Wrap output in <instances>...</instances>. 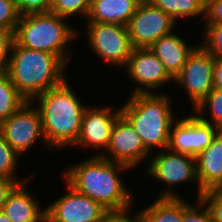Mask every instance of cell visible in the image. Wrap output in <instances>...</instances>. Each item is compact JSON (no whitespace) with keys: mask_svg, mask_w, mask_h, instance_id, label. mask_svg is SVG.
<instances>
[{"mask_svg":"<svg viewBox=\"0 0 222 222\" xmlns=\"http://www.w3.org/2000/svg\"><path fill=\"white\" fill-rule=\"evenodd\" d=\"M130 167L94 155L65 172L66 182L78 193L99 203L107 211L129 210L132 197L119 176Z\"/></svg>","mask_w":222,"mask_h":222,"instance_id":"cell-1","label":"cell"},{"mask_svg":"<svg viewBox=\"0 0 222 222\" xmlns=\"http://www.w3.org/2000/svg\"><path fill=\"white\" fill-rule=\"evenodd\" d=\"M33 100L38 101L42 130L47 146H74L79 137L86 106L70 88L67 80Z\"/></svg>","mask_w":222,"mask_h":222,"instance_id":"cell-2","label":"cell"},{"mask_svg":"<svg viewBox=\"0 0 222 222\" xmlns=\"http://www.w3.org/2000/svg\"><path fill=\"white\" fill-rule=\"evenodd\" d=\"M65 69L66 64L58 56L14 41L6 72L17 90L33 103L35 97L66 80Z\"/></svg>","mask_w":222,"mask_h":222,"instance_id":"cell-3","label":"cell"},{"mask_svg":"<svg viewBox=\"0 0 222 222\" xmlns=\"http://www.w3.org/2000/svg\"><path fill=\"white\" fill-rule=\"evenodd\" d=\"M157 93V94H156ZM121 114L132 124L145 148H168L169 135L175 122L169 97L158 92L130 95Z\"/></svg>","mask_w":222,"mask_h":222,"instance_id":"cell-4","label":"cell"},{"mask_svg":"<svg viewBox=\"0 0 222 222\" xmlns=\"http://www.w3.org/2000/svg\"><path fill=\"white\" fill-rule=\"evenodd\" d=\"M64 19L51 12L21 15L14 32V41L28 49L54 54L67 65L70 53L66 45L78 32Z\"/></svg>","mask_w":222,"mask_h":222,"instance_id":"cell-5","label":"cell"},{"mask_svg":"<svg viewBox=\"0 0 222 222\" xmlns=\"http://www.w3.org/2000/svg\"><path fill=\"white\" fill-rule=\"evenodd\" d=\"M146 172L150 177L167 184V191H161L159 198H182V196L173 193L171 187L189 180L197 182L198 199L203 192L197 178L196 159L190 155L176 153L168 148L165 152L164 149L162 152L160 150L150 161Z\"/></svg>","mask_w":222,"mask_h":222,"instance_id":"cell-6","label":"cell"},{"mask_svg":"<svg viewBox=\"0 0 222 222\" xmlns=\"http://www.w3.org/2000/svg\"><path fill=\"white\" fill-rule=\"evenodd\" d=\"M86 27L90 47L103 61L126 66L133 50L126 26L88 22Z\"/></svg>","mask_w":222,"mask_h":222,"instance_id":"cell-7","label":"cell"},{"mask_svg":"<svg viewBox=\"0 0 222 222\" xmlns=\"http://www.w3.org/2000/svg\"><path fill=\"white\" fill-rule=\"evenodd\" d=\"M176 23L170 15L149 3L138 5L126 27L133 48H150L159 38L172 33Z\"/></svg>","mask_w":222,"mask_h":222,"instance_id":"cell-8","label":"cell"},{"mask_svg":"<svg viewBox=\"0 0 222 222\" xmlns=\"http://www.w3.org/2000/svg\"><path fill=\"white\" fill-rule=\"evenodd\" d=\"M214 57L199 44L173 82L185 89L196 108L213 89Z\"/></svg>","mask_w":222,"mask_h":222,"instance_id":"cell-9","label":"cell"},{"mask_svg":"<svg viewBox=\"0 0 222 222\" xmlns=\"http://www.w3.org/2000/svg\"><path fill=\"white\" fill-rule=\"evenodd\" d=\"M220 131L218 126L202 121L197 115L184 116L180 120L176 118L171 126L168 149L196 157Z\"/></svg>","mask_w":222,"mask_h":222,"instance_id":"cell-10","label":"cell"},{"mask_svg":"<svg viewBox=\"0 0 222 222\" xmlns=\"http://www.w3.org/2000/svg\"><path fill=\"white\" fill-rule=\"evenodd\" d=\"M27 101L16 113L0 124V134L6 142L23 156L38 138L46 143L38 108Z\"/></svg>","mask_w":222,"mask_h":222,"instance_id":"cell-11","label":"cell"},{"mask_svg":"<svg viewBox=\"0 0 222 222\" xmlns=\"http://www.w3.org/2000/svg\"><path fill=\"white\" fill-rule=\"evenodd\" d=\"M66 184L68 193L46 207V222H99L108 212L99 203Z\"/></svg>","mask_w":222,"mask_h":222,"instance_id":"cell-12","label":"cell"},{"mask_svg":"<svg viewBox=\"0 0 222 222\" xmlns=\"http://www.w3.org/2000/svg\"><path fill=\"white\" fill-rule=\"evenodd\" d=\"M126 70L131 80L138 86L134 94H151L169 81L174 79L166 71L164 64L149 48H133L129 57Z\"/></svg>","mask_w":222,"mask_h":222,"instance_id":"cell-13","label":"cell"},{"mask_svg":"<svg viewBox=\"0 0 222 222\" xmlns=\"http://www.w3.org/2000/svg\"><path fill=\"white\" fill-rule=\"evenodd\" d=\"M107 150L110 157L104 153H99V156L130 168L141 164L140 161L146 159L151 153L145 148L132 124L122 114L114 123Z\"/></svg>","mask_w":222,"mask_h":222,"instance_id":"cell-14","label":"cell"},{"mask_svg":"<svg viewBox=\"0 0 222 222\" xmlns=\"http://www.w3.org/2000/svg\"><path fill=\"white\" fill-rule=\"evenodd\" d=\"M112 107L101 108L87 107L84 111L81 130L78 139L74 143L91 149H107L110 141L112 128L115 121L121 115V109L116 112Z\"/></svg>","mask_w":222,"mask_h":222,"instance_id":"cell-15","label":"cell"},{"mask_svg":"<svg viewBox=\"0 0 222 222\" xmlns=\"http://www.w3.org/2000/svg\"><path fill=\"white\" fill-rule=\"evenodd\" d=\"M196 47L189 46L186 40L173 31L159 38L149 49L164 64L168 74L175 79Z\"/></svg>","mask_w":222,"mask_h":222,"instance_id":"cell-16","label":"cell"},{"mask_svg":"<svg viewBox=\"0 0 222 222\" xmlns=\"http://www.w3.org/2000/svg\"><path fill=\"white\" fill-rule=\"evenodd\" d=\"M195 159L201 190L216 189L222 183V130Z\"/></svg>","mask_w":222,"mask_h":222,"instance_id":"cell-17","label":"cell"},{"mask_svg":"<svg viewBox=\"0 0 222 222\" xmlns=\"http://www.w3.org/2000/svg\"><path fill=\"white\" fill-rule=\"evenodd\" d=\"M23 184H17L8 194L2 211L12 222H46V209L39 207Z\"/></svg>","mask_w":222,"mask_h":222,"instance_id":"cell-18","label":"cell"},{"mask_svg":"<svg viewBox=\"0 0 222 222\" xmlns=\"http://www.w3.org/2000/svg\"><path fill=\"white\" fill-rule=\"evenodd\" d=\"M138 5L136 0H92L87 21L127 26Z\"/></svg>","mask_w":222,"mask_h":222,"instance_id":"cell-19","label":"cell"},{"mask_svg":"<svg viewBox=\"0 0 222 222\" xmlns=\"http://www.w3.org/2000/svg\"><path fill=\"white\" fill-rule=\"evenodd\" d=\"M140 222H183V198H157L138 213Z\"/></svg>","mask_w":222,"mask_h":222,"instance_id":"cell-20","label":"cell"},{"mask_svg":"<svg viewBox=\"0 0 222 222\" xmlns=\"http://www.w3.org/2000/svg\"><path fill=\"white\" fill-rule=\"evenodd\" d=\"M28 100L17 90L7 72L0 73V124Z\"/></svg>","mask_w":222,"mask_h":222,"instance_id":"cell-21","label":"cell"},{"mask_svg":"<svg viewBox=\"0 0 222 222\" xmlns=\"http://www.w3.org/2000/svg\"><path fill=\"white\" fill-rule=\"evenodd\" d=\"M152 4L170 15L176 22L179 17H205V3L202 0H154Z\"/></svg>","mask_w":222,"mask_h":222,"instance_id":"cell-22","label":"cell"},{"mask_svg":"<svg viewBox=\"0 0 222 222\" xmlns=\"http://www.w3.org/2000/svg\"><path fill=\"white\" fill-rule=\"evenodd\" d=\"M205 108L210 111L211 121L202 117L203 111L206 110ZM195 111V114L202 121L218 126L222 130V89H212L205 99L195 108Z\"/></svg>","mask_w":222,"mask_h":222,"instance_id":"cell-23","label":"cell"},{"mask_svg":"<svg viewBox=\"0 0 222 222\" xmlns=\"http://www.w3.org/2000/svg\"><path fill=\"white\" fill-rule=\"evenodd\" d=\"M91 4L92 0H52L50 12L66 19L78 13L87 17Z\"/></svg>","mask_w":222,"mask_h":222,"instance_id":"cell-24","label":"cell"},{"mask_svg":"<svg viewBox=\"0 0 222 222\" xmlns=\"http://www.w3.org/2000/svg\"><path fill=\"white\" fill-rule=\"evenodd\" d=\"M19 154L6 142L0 134V176L11 180H17L14 171L17 170ZM16 168V169H15Z\"/></svg>","mask_w":222,"mask_h":222,"instance_id":"cell-25","label":"cell"},{"mask_svg":"<svg viewBox=\"0 0 222 222\" xmlns=\"http://www.w3.org/2000/svg\"><path fill=\"white\" fill-rule=\"evenodd\" d=\"M202 47L214 58H222V23L205 24Z\"/></svg>","mask_w":222,"mask_h":222,"instance_id":"cell-26","label":"cell"},{"mask_svg":"<svg viewBox=\"0 0 222 222\" xmlns=\"http://www.w3.org/2000/svg\"><path fill=\"white\" fill-rule=\"evenodd\" d=\"M20 16L15 0H0V30L14 33Z\"/></svg>","mask_w":222,"mask_h":222,"instance_id":"cell-27","label":"cell"},{"mask_svg":"<svg viewBox=\"0 0 222 222\" xmlns=\"http://www.w3.org/2000/svg\"><path fill=\"white\" fill-rule=\"evenodd\" d=\"M197 202L198 204L191 205L183 198V222H214L209 209L207 206L205 207L202 200L197 199Z\"/></svg>","mask_w":222,"mask_h":222,"instance_id":"cell-28","label":"cell"},{"mask_svg":"<svg viewBox=\"0 0 222 222\" xmlns=\"http://www.w3.org/2000/svg\"><path fill=\"white\" fill-rule=\"evenodd\" d=\"M200 199L207 206L214 222H222V194L217 189L202 192Z\"/></svg>","mask_w":222,"mask_h":222,"instance_id":"cell-29","label":"cell"},{"mask_svg":"<svg viewBox=\"0 0 222 222\" xmlns=\"http://www.w3.org/2000/svg\"><path fill=\"white\" fill-rule=\"evenodd\" d=\"M20 15L47 13L51 11L52 0H15Z\"/></svg>","mask_w":222,"mask_h":222,"instance_id":"cell-30","label":"cell"},{"mask_svg":"<svg viewBox=\"0 0 222 222\" xmlns=\"http://www.w3.org/2000/svg\"><path fill=\"white\" fill-rule=\"evenodd\" d=\"M14 43V33L0 30V73L6 72Z\"/></svg>","mask_w":222,"mask_h":222,"instance_id":"cell-31","label":"cell"},{"mask_svg":"<svg viewBox=\"0 0 222 222\" xmlns=\"http://www.w3.org/2000/svg\"><path fill=\"white\" fill-rule=\"evenodd\" d=\"M206 24L222 23V0H208L205 3Z\"/></svg>","mask_w":222,"mask_h":222,"instance_id":"cell-32","label":"cell"},{"mask_svg":"<svg viewBox=\"0 0 222 222\" xmlns=\"http://www.w3.org/2000/svg\"><path fill=\"white\" fill-rule=\"evenodd\" d=\"M127 211H108L99 222H140L138 213L132 218Z\"/></svg>","mask_w":222,"mask_h":222,"instance_id":"cell-33","label":"cell"},{"mask_svg":"<svg viewBox=\"0 0 222 222\" xmlns=\"http://www.w3.org/2000/svg\"><path fill=\"white\" fill-rule=\"evenodd\" d=\"M29 178L24 180H11L0 176V211H2L3 205L6 202L8 194L13 190L17 184L26 183Z\"/></svg>","mask_w":222,"mask_h":222,"instance_id":"cell-34","label":"cell"},{"mask_svg":"<svg viewBox=\"0 0 222 222\" xmlns=\"http://www.w3.org/2000/svg\"><path fill=\"white\" fill-rule=\"evenodd\" d=\"M213 89H222V58H214Z\"/></svg>","mask_w":222,"mask_h":222,"instance_id":"cell-35","label":"cell"},{"mask_svg":"<svg viewBox=\"0 0 222 222\" xmlns=\"http://www.w3.org/2000/svg\"><path fill=\"white\" fill-rule=\"evenodd\" d=\"M0 222H12L7 215L3 212L0 211Z\"/></svg>","mask_w":222,"mask_h":222,"instance_id":"cell-36","label":"cell"},{"mask_svg":"<svg viewBox=\"0 0 222 222\" xmlns=\"http://www.w3.org/2000/svg\"><path fill=\"white\" fill-rule=\"evenodd\" d=\"M139 4H149L152 3L154 0H136Z\"/></svg>","mask_w":222,"mask_h":222,"instance_id":"cell-37","label":"cell"},{"mask_svg":"<svg viewBox=\"0 0 222 222\" xmlns=\"http://www.w3.org/2000/svg\"><path fill=\"white\" fill-rule=\"evenodd\" d=\"M216 189L222 194V183Z\"/></svg>","mask_w":222,"mask_h":222,"instance_id":"cell-38","label":"cell"}]
</instances>
